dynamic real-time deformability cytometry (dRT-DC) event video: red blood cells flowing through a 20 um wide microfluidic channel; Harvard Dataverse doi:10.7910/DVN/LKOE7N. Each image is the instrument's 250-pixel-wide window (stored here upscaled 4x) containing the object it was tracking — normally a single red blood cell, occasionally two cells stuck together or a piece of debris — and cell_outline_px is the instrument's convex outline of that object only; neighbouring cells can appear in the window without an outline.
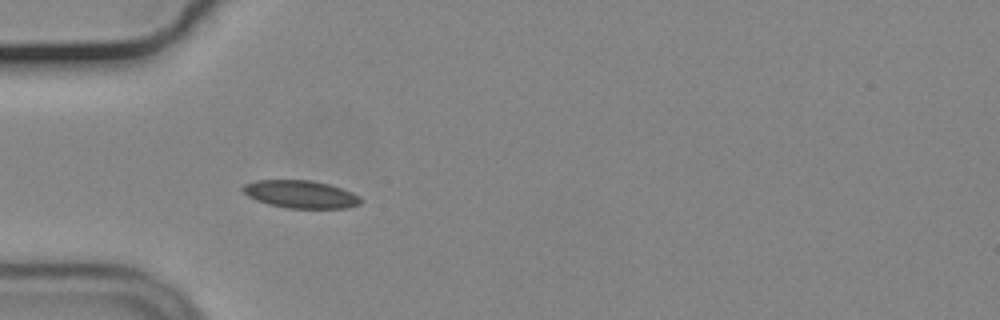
{"species": "common noctule bat (a hibernating species)", "species_latin": "Nyctalus noctula", "temperature_condition": "cold", "stored_images_in_passage": 37, "camera_frame_rate_fps": 3000, "um_per_image_px": 0.085, "animal": {"sex": "male", "body_mass_g": 19.2, "forearm_length_mm": 51.8}, "frame": {"image": 1, "passage_image": 1, "time_ms": 0.0, "image_size_px": [1000, 320], "cell_outline_px": [[364, 200], [360, 204], [348, 208], [288, 208], [268, 204], [256, 200], [248, 196], [240, 188], [244, 184], [256, 180], [312, 180], [328, 184], [352, 192], [360, 196]], "centroid_in_image_um": [25.57, 16.51], "position_along_channel_um": 59.4, "area_um2": 19.13}}
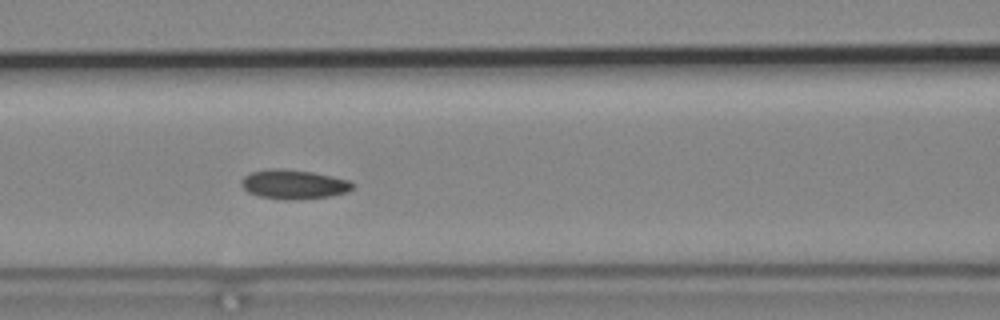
{"frame": {"image": 2, "passage_image": 8, "time_ms": 2.333, "image_size_px": [1000, 320], "cell_outline_px": [[352, 188], [348, 192], [328, 196], [296, 200], [284, 200], [260, 196], [248, 192], [240, 184], [240, 180], [244, 176], [252, 172], [268, 168], [280, 168], [312, 172], [332, 176], [348, 180], [352, 184]], "centroid_in_image_um": [24.92, 15.66], "position_along_channel_um": 141.7, "area_um2": 18.96}}
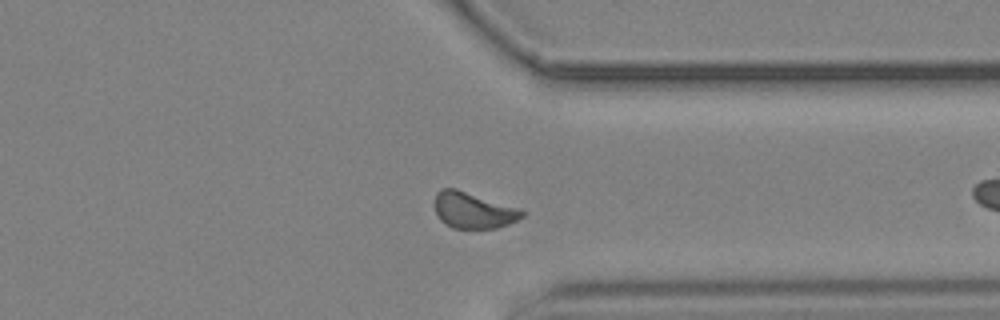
{"frame": {"image": 3, "passage_image": 23, "time_ms": 7.333, "image_size_px": [1000, 320], "cell_outline_px": [[524, 216], [508, 224], [496, 228], [452, 228], [444, 224], [440, 220], [436, 212], [436, 192], [440, 188], [456, 188], [520, 208], [524, 212]], "centroid_in_image_um": [40.23, 17.87], "position_along_channel_um": 371.2, "area_um2": 18.38}}